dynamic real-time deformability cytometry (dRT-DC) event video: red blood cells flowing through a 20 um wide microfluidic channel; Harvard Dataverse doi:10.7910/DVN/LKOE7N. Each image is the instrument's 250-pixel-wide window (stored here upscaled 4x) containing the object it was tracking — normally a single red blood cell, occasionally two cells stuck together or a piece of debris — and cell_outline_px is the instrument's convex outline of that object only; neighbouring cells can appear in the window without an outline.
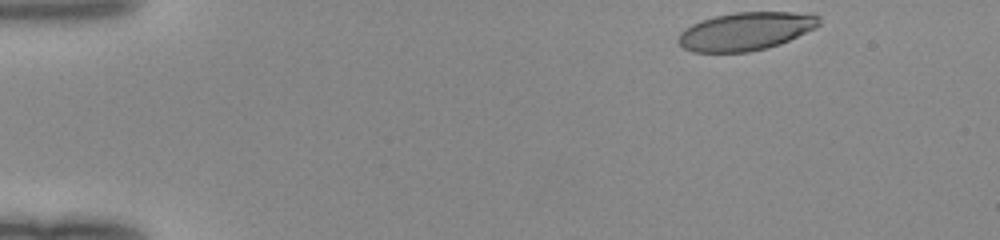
{"species": "human", "species_latin": "Homo sapiens", "temperature_condition": "room temperature", "stored_images_in_passage": 44, "camera_frame_rate_fps": 3000, "um_per_image_px": 0.085, "donor": {"sex": "female"}, "frame": {"image": 1, "passage_image": 1, "time_ms": 0.0, "image_size_px": [1000, 240], "cell_outline_px": [[820, 24], [816, 28], [780, 44], [748, 52], [692, 52], [684, 48], [676, 40], [680, 32], [684, 28], [692, 24], [716, 16], [736, 12], [816, 12], [820, 16]], "centroid_in_image_um": [63.43, 2.64], "position_along_channel_um": 21.6, "area_um2": 31.44}}
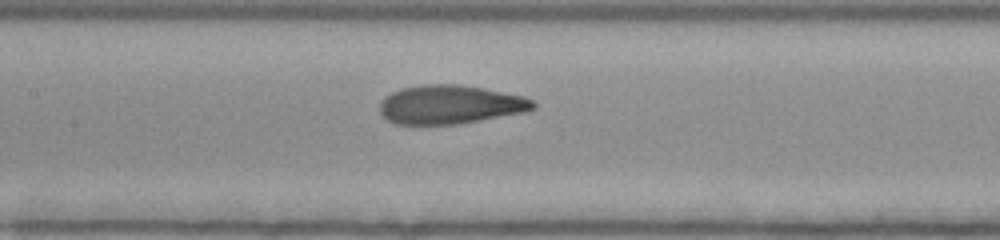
{"frame": {"image": 2, "passage_image": 19, "time_ms": 6.0, "image_size_px": [1000, 240], "cell_outline_px": [[536, 108], [524, 112], [480, 120], [456, 124], [396, 124], [388, 120], [380, 112], [380, 100], [384, 96], [400, 88], [420, 84], [460, 84], [484, 88], [524, 96], [532, 100], [536, 104]], "centroid_in_image_um": [38.25, 8.87], "position_along_channel_um": 169.2, "area_um2": 34.8}}
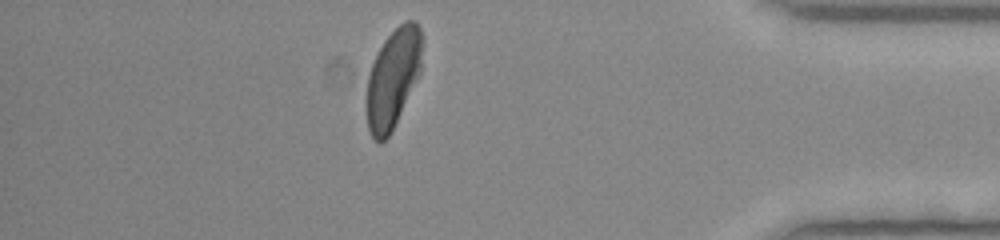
{"frame": {"image": 3, "passage_image": 38, "time_ms": 12.333, "image_size_px": [1000, 240], "cell_outline_px": [[424, 36], [420, 72], [392, 132], [380, 144], [372, 140], [368, 132], [364, 104], [364, 96], [368, 76], [372, 64], [384, 40], [404, 20], [416, 20]], "centroid_in_image_um": [33.38, 6.69], "position_along_channel_um": 401.8, "area_um2": 33.0}}